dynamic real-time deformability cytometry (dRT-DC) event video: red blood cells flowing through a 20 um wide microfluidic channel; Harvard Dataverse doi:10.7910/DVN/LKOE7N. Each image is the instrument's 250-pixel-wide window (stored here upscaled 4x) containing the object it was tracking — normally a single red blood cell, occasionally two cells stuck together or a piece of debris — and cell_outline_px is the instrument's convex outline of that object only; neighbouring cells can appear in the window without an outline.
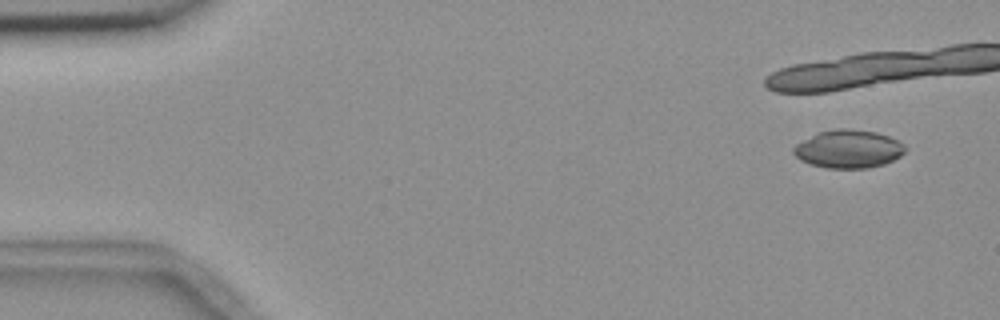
{"species": "common noctule bat (a hibernating species)", "species_latin": "Nyctalus noctula", "temperature_condition": "room temperature", "stored_images_in_passage": 4, "camera_frame_rate_fps": 3000, "um_per_image_px": 0.085, "animal": {"sex": "female", "body_mass_g": 18.4}, "frame": {"image": 1, "passage_image": 1, "time_ms": 0.0, "image_size_px": [1000, 320], "cell_outline_px": [[904, 152], [900, 156], [884, 164], [868, 168], [828, 168], [812, 164], [800, 160], [792, 152], [792, 148], [796, 144], [820, 132], [836, 128], [844, 128], [876, 132], [888, 136], [904, 144]], "centroid_in_image_um": [72.11, 12.67], "position_along_channel_um": 12.9, "area_um2": 24.51}}